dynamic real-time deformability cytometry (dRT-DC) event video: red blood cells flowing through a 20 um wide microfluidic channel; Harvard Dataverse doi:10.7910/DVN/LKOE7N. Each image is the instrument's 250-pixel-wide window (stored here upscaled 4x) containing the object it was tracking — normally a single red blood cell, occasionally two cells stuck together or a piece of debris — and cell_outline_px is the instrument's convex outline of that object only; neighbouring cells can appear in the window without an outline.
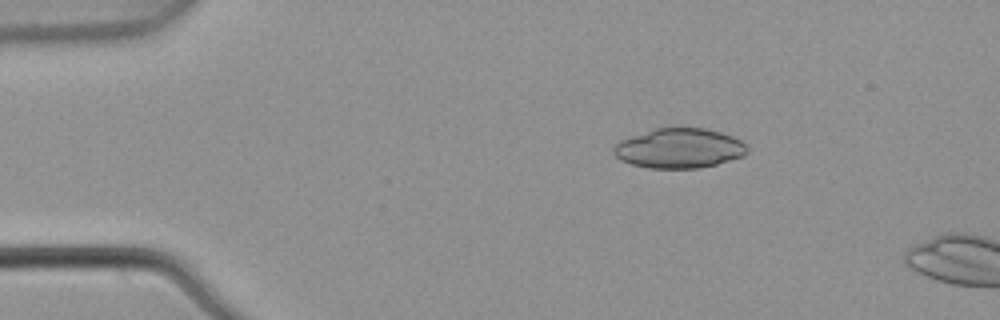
{"species": "common noctule bat (a hibernating species)", "species_latin": "Nyctalus noctula", "temperature_condition": "warm", "stored_images_in_passage": 4, "camera_frame_rate_fps": 3000, "um_per_image_px": 0.085, "animal": {"sex": "male", "body_mass_g": 21.5, "forearm_length_mm": 52.0}, "frame": {"image": 1, "passage_image": 1, "time_ms": 0.0, "image_size_px": [1000, 320], "cell_outline_px": [[748, 152], [744, 156], [716, 164], [696, 168], [648, 168], [632, 164], [620, 160], [612, 152], [612, 148], [620, 140], [656, 128], [704, 128], [720, 132], [732, 136], [740, 140], [748, 148]], "centroid_in_image_um": [57.73, 12.61], "position_along_channel_um": 27.3, "area_um2": 30.81}}